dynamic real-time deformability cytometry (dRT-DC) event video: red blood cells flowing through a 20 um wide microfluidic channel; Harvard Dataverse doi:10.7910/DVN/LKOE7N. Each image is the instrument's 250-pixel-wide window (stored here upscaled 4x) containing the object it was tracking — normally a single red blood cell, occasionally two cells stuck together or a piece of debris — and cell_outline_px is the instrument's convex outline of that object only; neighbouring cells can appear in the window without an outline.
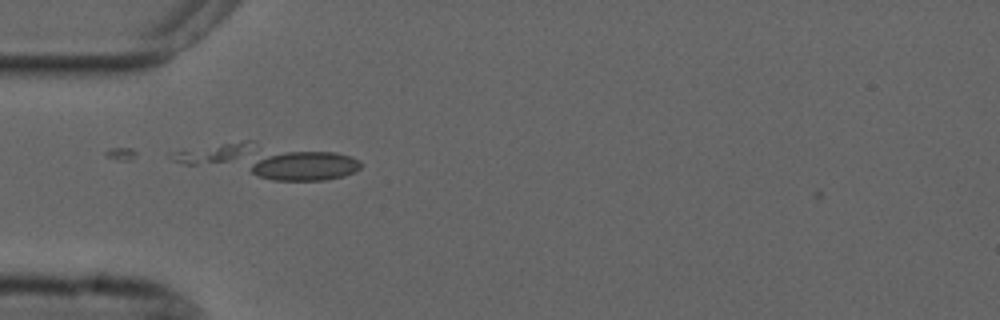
{"species": "common noctule bat (a hibernating species)", "species_latin": "Nyctalus noctula", "temperature_condition": "cold", "stored_images_in_passage": 5, "camera_frame_rate_fps": 3000, "um_per_image_px": 0.085, "animal": {"sex": "male", "forearm_length_mm": 52.5}, "frame": {"image": 1, "passage_image": 4, "time_ms": 1.0, "image_size_px": [1000, 320], "cell_outline_px": [[360, 168], [356, 172], [344, 176], [324, 180], [272, 180], [256, 176], [252, 172], [252, 164], [268, 156], [284, 152], [336, 152], [360, 160]], "centroid_in_image_um": [25.97, 14.12], "position_along_channel_um": 59.0, "area_um2": 18.5}}